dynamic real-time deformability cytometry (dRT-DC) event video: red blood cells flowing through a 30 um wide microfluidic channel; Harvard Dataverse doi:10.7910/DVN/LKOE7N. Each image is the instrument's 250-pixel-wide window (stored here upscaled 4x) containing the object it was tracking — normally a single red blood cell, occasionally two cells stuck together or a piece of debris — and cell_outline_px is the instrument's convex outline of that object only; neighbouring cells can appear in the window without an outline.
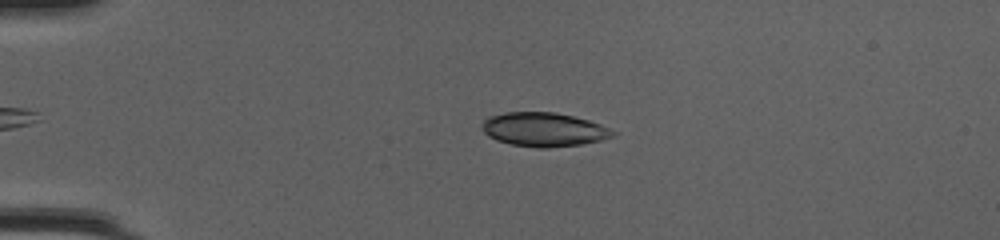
{"species": "common noctule bat (a hibernating species)", "species_latin": "Nyctalus noctula", "temperature_condition": "cold", "stored_images_in_passage": 49, "camera_frame_rate_fps": 3000, "um_per_image_px": 0.085, "animal": {"sex": "female", "body_mass_g": 20.0, "forearm_length_mm": 54.0}, "frame": {"image": 1, "passage_image": 12, "time_ms": 3.667, "image_size_px": [1000, 240], "cell_outline_px": [[616, 136], [600, 140], [580, 144], [548, 148], [540, 148], [512, 144], [496, 140], [488, 136], [480, 128], [480, 124], [488, 116], [504, 112], [556, 112], [588, 120], [600, 124], [616, 132]], "centroid_in_image_um": [46.19, 11.0], "position_along_channel_um": 38.8, "area_um2": 25.95}}
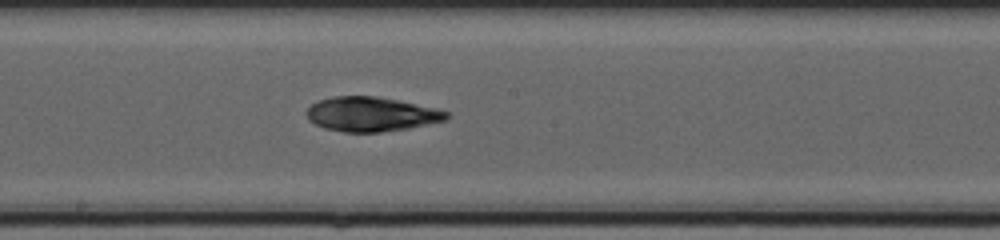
{"frame": {"image": 2, "passage_image": 28, "time_ms": 9.0, "image_size_px": [1000, 240], "cell_outline_px": [[452, 116], [448, 120], [408, 128], [380, 132], [344, 132], [324, 128], [308, 120], [304, 112], [312, 104], [320, 100], [332, 96], [376, 96], [436, 108], [448, 112]], "centroid_in_image_um": [31.56, 9.71], "position_along_channel_um": 216.6, "area_um2": 28.15}}
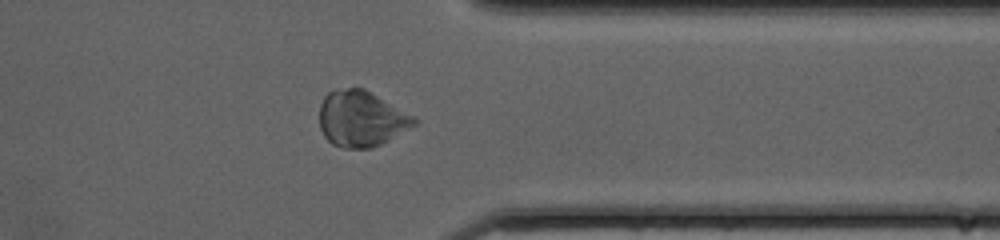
{"frame": {"image": 3, "passage_image": 40, "time_ms": 13.0, "image_size_px": [1000, 240], "cell_outline_px": [[420, 120], [416, 124], [388, 140], [372, 148], [340, 148], [332, 144], [324, 136], [320, 128], [320, 104], [324, 96], [328, 92], [336, 88], [364, 88], [416, 116]], "centroid_in_image_um": [30.71, 10.08], "position_along_channel_um": 380.7, "area_um2": 31.1}, "authors_computed_cell_mechanics": {"area_um2": 28.1486, "velocity_mm_per_s": 4.1979, "shape_relaxation_time_tau1_ms": 3.8292, "shape_relaxation_time_tau2_ms": 3.3877, "deformation_change_tau1": 0.0821, "deformation_change_tau2": 0.0732}}